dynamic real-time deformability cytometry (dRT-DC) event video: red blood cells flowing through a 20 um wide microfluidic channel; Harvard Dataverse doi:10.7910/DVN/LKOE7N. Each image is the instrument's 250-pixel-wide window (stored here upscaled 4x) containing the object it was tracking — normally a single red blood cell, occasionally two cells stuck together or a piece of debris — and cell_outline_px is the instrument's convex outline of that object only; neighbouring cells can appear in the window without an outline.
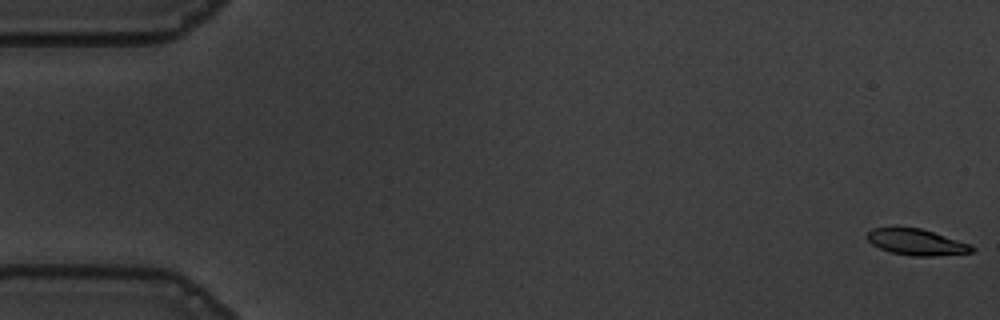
{"species": "common noctule bat (a hibernating species)", "species_latin": "Nyctalus noctula", "temperature_condition": "warm", "stored_images_in_passage": 14, "camera_frame_rate_fps": 3000, "um_per_image_px": 0.085, "animal": {"sex": "male", "body_mass_g": 19.5, "forearm_length_mm": 54.6}, "frame": {"image": 1, "passage_image": 1, "time_ms": 0.0, "image_size_px": [1000, 320], "cell_outline_px": [[976, 248], [972, 252], [932, 256], [912, 256], [888, 252], [872, 244], [868, 240], [868, 232], [872, 228], [896, 224], [920, 228], [968, 244]], "centroid_in_image_um": [77.79, 20.54], "position_along_channel_um": 7.2, "area_um2": 16.24}}